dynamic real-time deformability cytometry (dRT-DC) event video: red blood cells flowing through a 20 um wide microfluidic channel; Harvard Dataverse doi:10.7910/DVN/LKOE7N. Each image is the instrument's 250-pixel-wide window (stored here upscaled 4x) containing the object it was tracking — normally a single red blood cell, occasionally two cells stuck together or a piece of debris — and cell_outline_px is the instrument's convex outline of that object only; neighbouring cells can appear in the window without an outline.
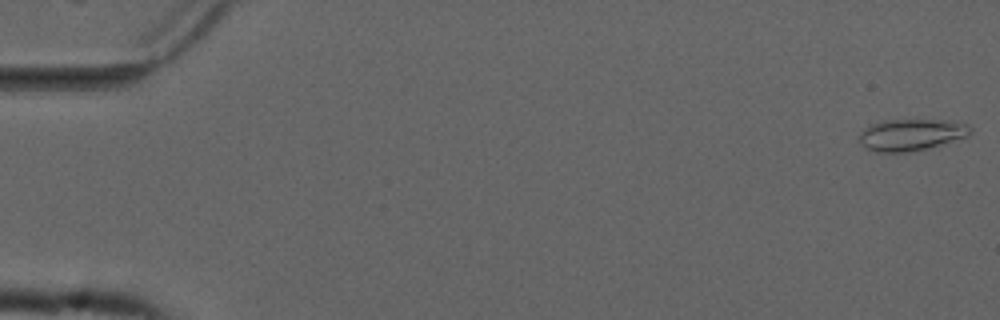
{"species": "common noctule bat (a hibernating species)", "species_latin": "Nyctalus noctula", "temperature_condition": "cold", "stored_images_in_passage": 9, "camera_frame_rate_fps": 3000, "um_per_image_px": 0.085, "animal": {"sex": "male", "forearm_length_mm": 52.5}, "frame": {"image": 1, "passage_image": 1, "time_ms": 0.0, "image_size_px": [1000, 320], "cell_outline_px": [[972, 132], [968, 136], [924, 148], [908, 152], [876, 152], [864, 148], [860, 144], [860, 132], [868, 124], [884, 120], [944, 120], [968, 124], [972, 128]], "centroid_in_image_um": [77.4, 11.44], "position_along_channel_um": 7.6, "area_um2": 20.4}}